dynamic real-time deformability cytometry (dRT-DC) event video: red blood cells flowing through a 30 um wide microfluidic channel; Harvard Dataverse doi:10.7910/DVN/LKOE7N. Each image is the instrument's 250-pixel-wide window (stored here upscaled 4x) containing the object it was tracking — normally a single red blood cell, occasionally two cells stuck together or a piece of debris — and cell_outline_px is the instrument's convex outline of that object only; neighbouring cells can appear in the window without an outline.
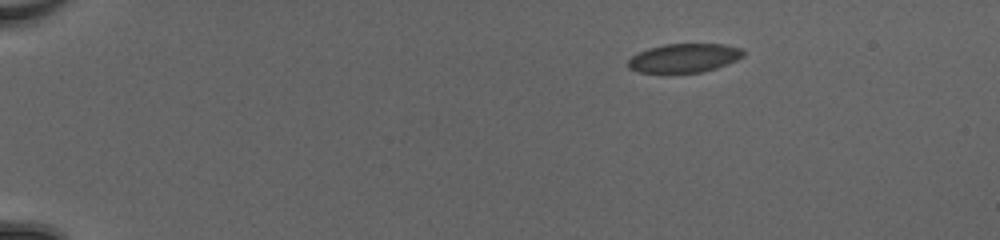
{"species": "common noctule bat (a hibernating species)", "species_latin": "Nyctalus noctula", "temperature_condition": "cold", "stored_images_in_passage": 47, "camera_frame_rate_fps": 3000, "um_per_image_px": 0.085, "animal": {"sex": "female", "body_mass_g": 20.0, "forearm_length_mm": 54.0}, "frame": {"image": 1, "passage_image": 1, "time_ms": 0.0, "image_size_px": [1000, 240], "cell_outline_px": [[744, 56], [728, 64], [716, 68], [700, 72], [640, 72], [628, 68], [628, 60], [632, 56], [648, 48], [664, 44], [724, 44], [744, 48]], "centroid_in_image_um": [58.19, 4.92], "position_along_channel_um": 26.8, "area_um2": 19.31}}
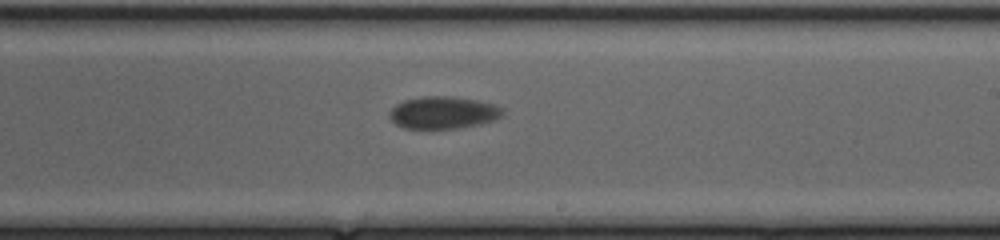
{"frame": {"image": 2, "passage_image": 27, "time_ms": 8.667, "image_size_px": [1000, 240], "cell_outline_px": [[504, 116], [496, 120], [480, 124], [456, 128], [404, 128], [396, 124], [388, 116], [388, 112], [396, 104], [404, 100], [424, 96], [448, 96], [476, 100], [496, 104], [504, 112]], "centroid_in_image_um": [37.68, 9.57], "position_along_channel_um": 251.3, "area_um2": 21.33}}
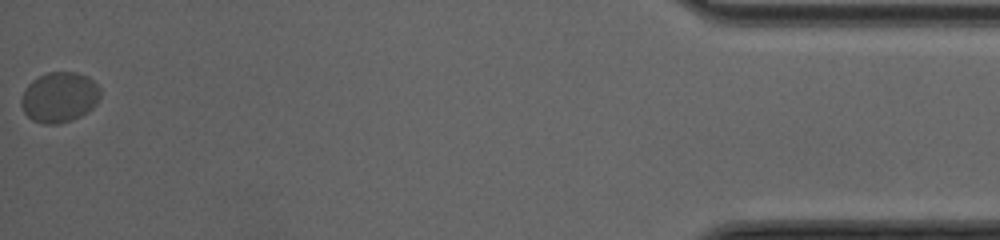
{"frame": {"image": 3, "passage_image": 47, "time_ms": 15.333, "image_size_px": [1000, 240], "cell_outline_px": [[100, 96], [96, 104], [88, 112], [72, 120], [60, 124], [44, 124], [32, 120], [24, 112], [20, 104], [20, 100], [24, 88], [32, 80], [48, 72], [76, 72], [88, 76], [100, 88]], "centroid_in_image_um": [5.03, 8.27], "position_along_channel_um": 430.2, "area_um2": 23.41}, "authors_computed_cell_mechanics": {"area_um2": 21.3282, "velocity_mm_per_s": 3.8918, "shape_relaxation_time_tau1_ms": 2.513, "shape_relaxation_time_tau2_ms": 0.7037, "deformation_change_tau1": 0.0446, "deformation_change_tau2": 0.0374}}